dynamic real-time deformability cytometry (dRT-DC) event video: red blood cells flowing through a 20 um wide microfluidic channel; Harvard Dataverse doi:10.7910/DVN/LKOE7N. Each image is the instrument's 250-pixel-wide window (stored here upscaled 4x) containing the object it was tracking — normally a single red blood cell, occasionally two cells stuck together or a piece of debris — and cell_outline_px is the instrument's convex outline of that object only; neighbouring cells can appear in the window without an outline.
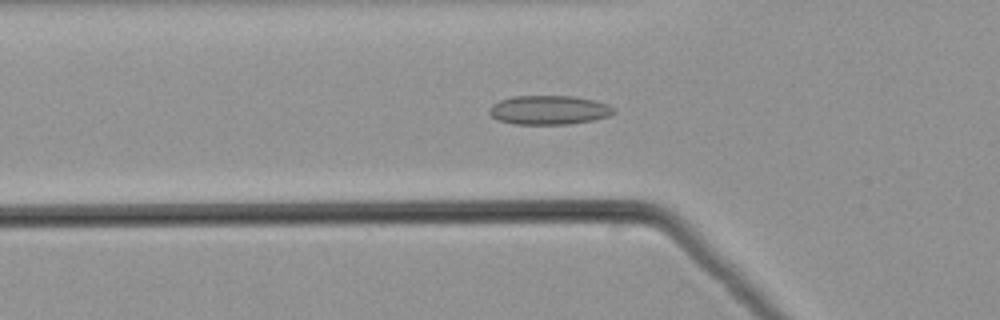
{"species": "common noctule bat (a hibernating species)", "species_latin": "Nyctalus noctula", "temperature_condition": "warm", "stored_images_in_passage": 51, "camera_frame_rate_fps": 3000, "um_per_image_px": 0.085, "animal": {"sex": "male", "body_mass_g": 21.5, "forearm_length_mm": 52.0}, "frame": {"image": 1, "passage_image": 18, "time_ms": 5.667, "image_size_px": [1000, 320], "cell_outline_px": [[616, 112], [608, 116], [596, 120], [568, 124], [516, 124], [496, 120], [488, 112], [492, 104], [500, 100], [512, 96], [572, 96], [592, 100], [608, 104], [616, 108]], "centroid_in_image_um": [46.67, 9.35], "position_along_channel_um": 79.1, "area_um2": 21.21}}
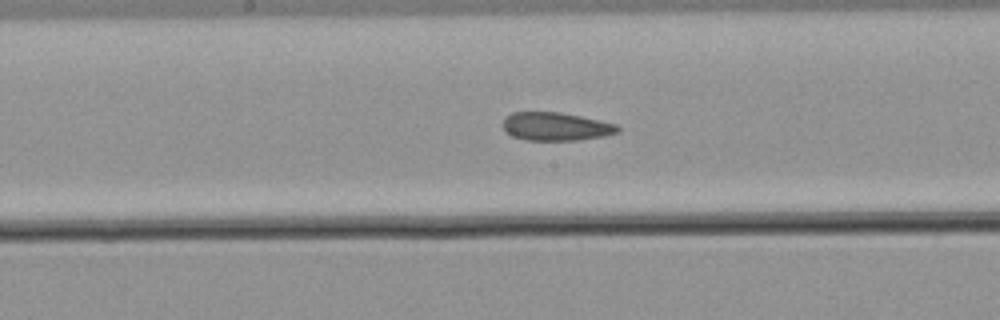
{"frame": {"image": 2, "passage_image": 27, "time_ms": 8.667, "image_size_px": [1000, 320], "cell_outline_px": [[620, 132], [604, 136], [576, 140], [524, 140], [512, 136], [504, 128], [504, 120], [512, 112], [560, 112], [600, 120], [616, 124], [620, 128]], "centroid_in_image_um": [47.28, 10.75], "position_along_channel_um": 200.9, "area_um2": 18.79}}
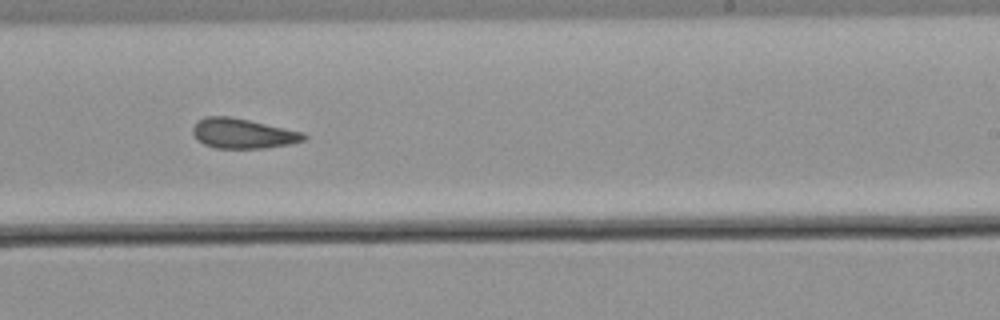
{"frame": {"image": 3, "passage_image": 32, "time_ms": 10.333, "image_size_px": [1000, 320], "cell_outline_px": [[308, 136], [304, 140], [288, 144], [264, 148], [216, 148], [204, 144], [192, 132], [192, 128], [196, 120], [204, 116], [228, 116], [248, 120], [304, 132]], "centroid_in_image_um": [20.63, 11.33], "position_along_channel_um": 268.4, "area_um2": 19.25}}